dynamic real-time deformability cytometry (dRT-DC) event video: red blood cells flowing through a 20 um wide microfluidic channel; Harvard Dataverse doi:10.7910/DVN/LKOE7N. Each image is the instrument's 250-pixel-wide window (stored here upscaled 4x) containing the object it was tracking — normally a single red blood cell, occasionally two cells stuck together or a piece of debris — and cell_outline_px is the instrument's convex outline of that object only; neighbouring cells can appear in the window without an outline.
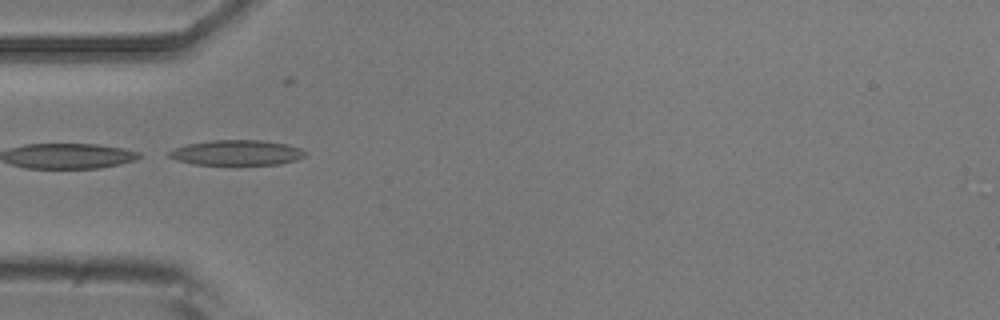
{"species": "common noctule bat (a hibernating species)", "species_latin": "Nyctalus noctula", "temperature_condition": "room temperature", "stored_images_in_passage": 15, "camera_frame_rate_fps": 3000, "um_per_image_px": 0.085, "animal": {"sex": "male", "body_mass_g": 20.5, "forearm_length_mm": 52.5}, "frame": {"image": 1, "passage_image": 1, "time_ms": 0.0, "image_size_px": [1000, 320], "cell_outline_px": [[304, 156], [296, 160], [280, 164], [196, 164], [176, 160], [168, 156], [168, 152], [176, 148], [188, 144], [212, 140], [264, 140], [288, 144], [300, 148], [304, 152]], "centroid_in_image_um": [20.13, 12.97], "position_along_channel_um": 64.9, "area_um2": 19.77}}